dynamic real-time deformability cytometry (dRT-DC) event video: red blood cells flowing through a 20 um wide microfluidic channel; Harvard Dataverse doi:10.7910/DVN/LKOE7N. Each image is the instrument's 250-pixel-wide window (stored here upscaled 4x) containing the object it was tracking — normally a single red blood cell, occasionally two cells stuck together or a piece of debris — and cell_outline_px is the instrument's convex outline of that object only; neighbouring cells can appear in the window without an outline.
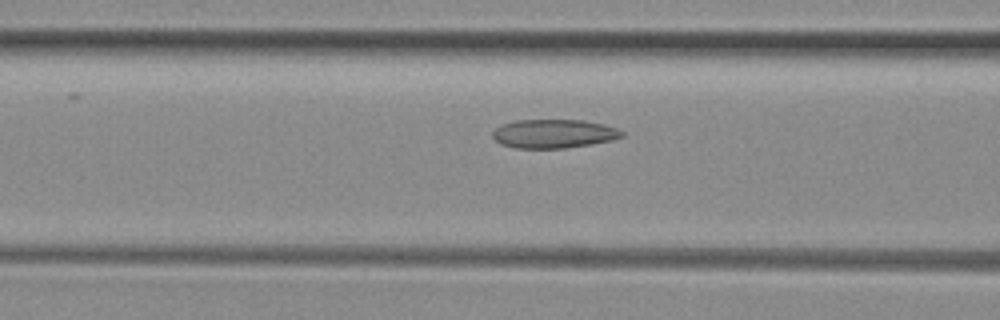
{"species": "common noctule bat (a hibernating species)", "species_latin": "Nyctalus noctula", "temperature_condition": "room temperature", "stored_images_in_passage": 51, "camera_frame_rate_fps": 3000, "um_per_image_px": 0.085, "animal": {"sex": "female", "body_mass_g": 29.2, "forearm_length_mm": 56.3}, "frame": {"image": 1, "passage_image": 20, "time_ms": 6.333, "image_size_px": [1000, 320], "cell_outline_px": [[624, 136], [612, 140], [592, 144], [564, 148], [516, 148], [500, 144], [492, 136], [492, 132], [500, 124], [516, 120], [584, 120], [604, 124], [616, 128], [624, 132]], "centroid_in_image_um": [47.06, 11.36], "position_along_channel_um": 119.5, "area_um2": 21.79}}
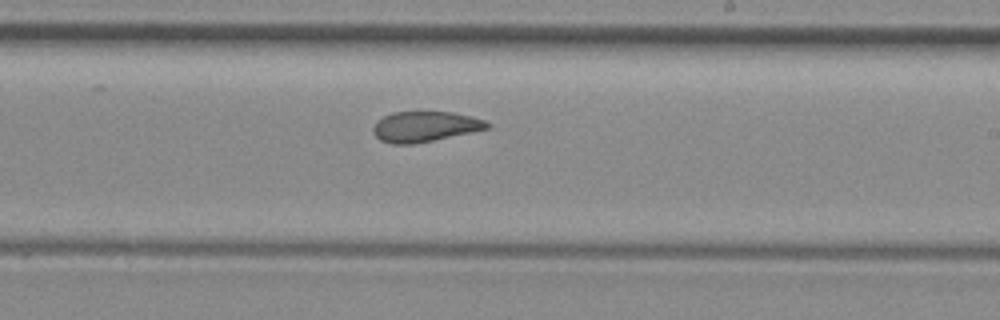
{"frame": {"image": 2, "passage_image": 30, "time_ms": 9.667, "image_size_px": [1000, 320], "cell_outline_px": [[492, 124], [488, 128], [472, 132], [412, 144], [392, 144], [380, 140], [372, 132], [372, 128], [376, 120], [392, 112], [416, 108], [452, 112], [472, 116], [484, 120]], "centroid_in_image_um": [36.08, 10.7], "position_along_channel_um": 252.9, "area_um2": 21.04}}
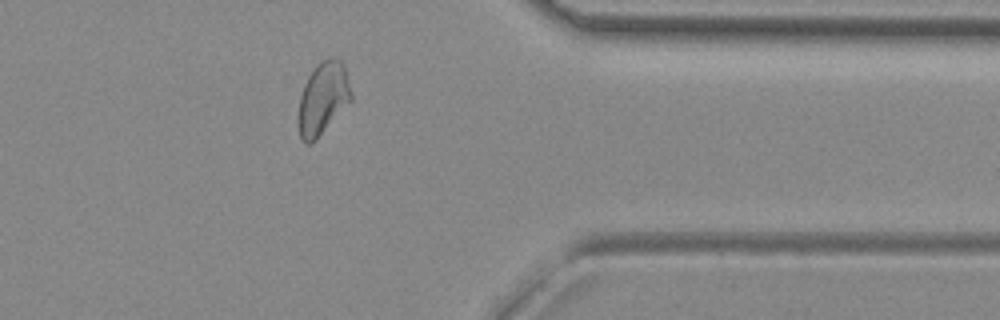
{"frame": {"image": 3, "passage_image": 41, "time_ms": 13.333, "image_size_px": [1000, 320], "cell_outline_px": [[352, 100], [316, 140], [308, 144], [304, 144], [300, 136], [300, 96], [304, 84], [308, 76], [316, 64], [320, 60], [328, 56], [340, 60], [344, 64], [352, 92]], "centroid_in_image_um": [27.48, 8.32], "position_along_channel_um": 383.9, "area_um2": 22.2}, "authors_computed_cell_mechanics": {"area_um2": 22.3108, "velocity_mm_per_s": 4.0084, "shape_relaxation_time_tau1_ms": null, "shape_relaxation_time_tau2_ms": 1.7777, "deformation_change_tau1": null, "deformation_change_tau2": 0.0722}}